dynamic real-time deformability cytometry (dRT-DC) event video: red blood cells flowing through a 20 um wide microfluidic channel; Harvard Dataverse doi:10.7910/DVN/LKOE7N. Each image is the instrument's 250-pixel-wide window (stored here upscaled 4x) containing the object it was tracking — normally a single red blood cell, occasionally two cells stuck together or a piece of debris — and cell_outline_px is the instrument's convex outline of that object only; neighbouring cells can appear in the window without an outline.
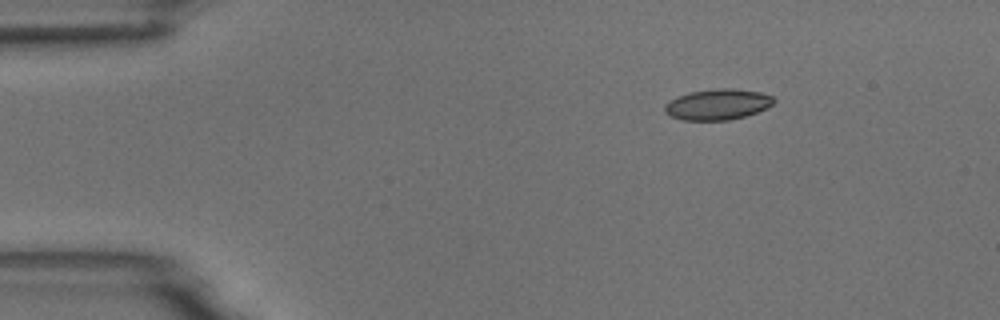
{"species": "common noctule bat (a hibernating species)", "species_latin": "Nyctalus noctula", "temperature_condition": "room temperature", "stored_images_in_passage": 6, "camera_frame_rate_fps": 3000, "um_per_image_px": 0.085, "animal": {"sex": "male", "body_mass_g": 18.8}, "frame": {"image": 1, "passage_image": 2, "time_ms": 2.0, "image_size_px": [1000, 320], "cell_outline_px": [[776, 100], [768, 108], [744, 116], [728, 120], [684, 120], [672, 116], [664, 112], [664, 104], [668, 100], [676, 96], [688, 92], [720, 88], [732, 88], [760, 92], [772, 96]], "centroid_in_image_um": [60.97, 8.86], "position_along_channel_um": 24.0, "area_um2": 19.65}}
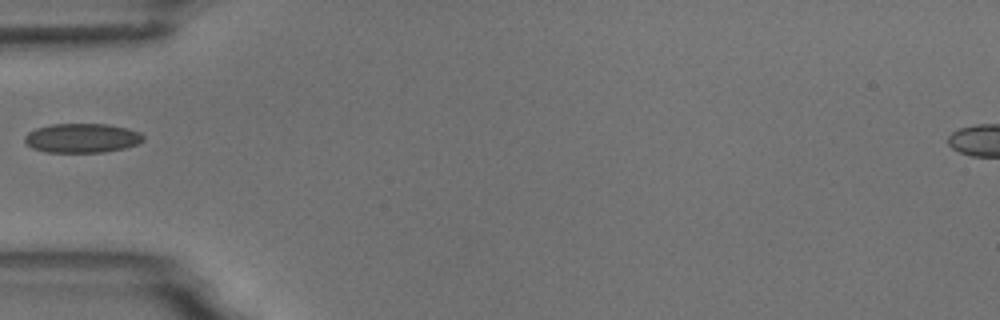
{"frame": {"image": 2, "passage_image": 5, "time_ms": 5.333, "image_size_px": [1000, 320], "cell_outline_px": [[144, 140], [136, 144], [124, 148], [104, 152], [48, 152], [32, 148], [24, 140], [24, 136], [28, 132], [36, 128], [52, 124], [108, 124], [128, 128], [140, 132], [144, 136]], "centroid_in_image_um": [6.98, 11.73], "position_along_channel_um": 78.0, "area_um2": 20.23}}